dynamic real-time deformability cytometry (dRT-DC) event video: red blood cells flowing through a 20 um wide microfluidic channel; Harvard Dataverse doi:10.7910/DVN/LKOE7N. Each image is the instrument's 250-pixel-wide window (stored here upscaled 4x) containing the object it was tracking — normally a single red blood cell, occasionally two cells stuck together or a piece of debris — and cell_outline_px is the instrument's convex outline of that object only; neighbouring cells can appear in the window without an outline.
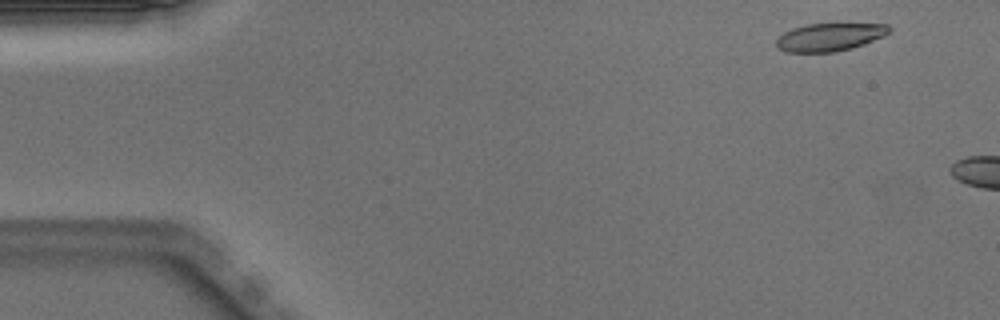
{"species": "Egyptian fruit bat (a non-hibernating species)", "species_latin": "Rousettus aegyptiacus", "temperature_condition": "warm", "stored_images_in_passage": 5, "camera_frame_rate_fps": 3000, "um_per_image_px": 0.085, "animal": {"sex": "male"}, "frame": {"image": 1, "passage_image": 2, "time_ms": 0.333, "image_size_px": [1000, 320], "cell_outline_px": [[892, 28], [884, 36], [864, 44], [852, 48], [832, 52], [784, 52], [776, 48], [776, 40], [784, 32], [792, 28], [808, 24], [836, 20], [888, 24]], "centroid_in_image_um": [70.57, 3.08], "position_along_channel_um": 14.4, "area_um2": 19.48}}